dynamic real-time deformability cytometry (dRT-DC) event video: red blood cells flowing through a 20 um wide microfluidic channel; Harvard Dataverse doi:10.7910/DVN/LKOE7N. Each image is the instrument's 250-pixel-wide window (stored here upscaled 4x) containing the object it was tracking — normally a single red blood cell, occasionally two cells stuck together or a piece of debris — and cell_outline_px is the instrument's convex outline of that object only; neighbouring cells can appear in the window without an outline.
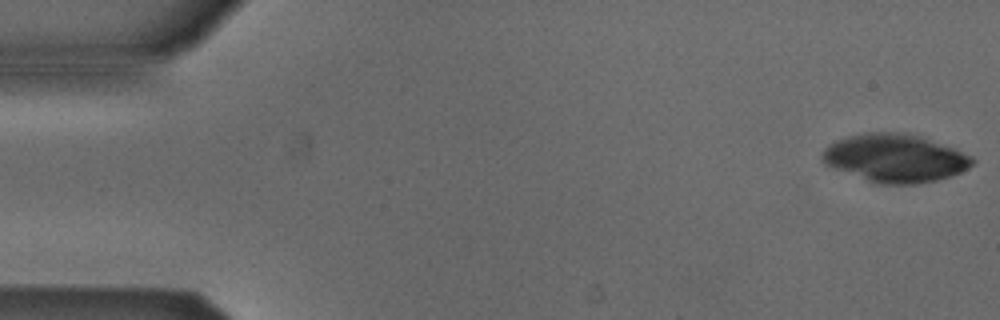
{"species": "Egyptian fruit bat (a non-hibernating species)", "species_latin": "Rousettus aegyptiacus", "temperature_condition": "cold", "stored_images_in_passage": 52, "camera_frame_rate_fps": 3000, "um_per_image_px": 0.085, "animal": {"sex": "male"}, "frame": {"image": 1, "passage_image": 1, "time_ms": 0.0, "image_size_px": [1000, 320], "cell_outline_px": [[976, 160], [968, 168], [952, 176], [920, 184], [872, 184], [824, 164], [820, 160], [820, 156], [824, 148], [836, 140], [848, 136], [868, 132], [896, 132], [920, 136], [956, 148], [972, 156]], "centroid_in_image_um": [76.06, 13.46], "position_along_channel_um": 8.9, "area_um2": 42.6}}